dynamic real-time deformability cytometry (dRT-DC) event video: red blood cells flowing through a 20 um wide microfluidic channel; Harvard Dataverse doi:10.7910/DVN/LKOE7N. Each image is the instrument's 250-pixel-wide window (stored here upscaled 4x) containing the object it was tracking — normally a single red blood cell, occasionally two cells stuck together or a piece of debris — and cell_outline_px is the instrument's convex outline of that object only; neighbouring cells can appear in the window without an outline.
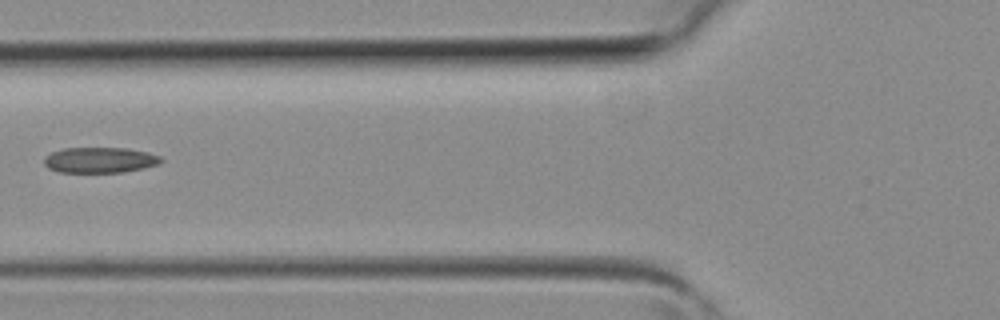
{"species": "common noctule bat (a hibernating species)", "species_latin": "Nyctalus noctula", "temperature_condition": "room temperature", "stored_images_in_passage": 2, "camera_frame_rate_fps": 3000, "um_per_image_px": 0.085, "animal": {"sex": "female", "body_mass_g": 19.3, "forearm_length_mm": 54.1}, "frame": {"image": 1, "passage_image": 2, "time_ms": 0.333, "image_size_px": [1000, 320], "cell_outline_px": [[164, 160], [160, 164], [144, 168], [124, 172], [60, 172], [48, 168], [44, 164], [44, 156], [52, 152], [64, 148], [128, 148], [148, 152], [160, 156]], "centroid_in_image_um": [8.51, 13.6], "position_along_channel_um": 117.3, "area_um2": 17.57}}